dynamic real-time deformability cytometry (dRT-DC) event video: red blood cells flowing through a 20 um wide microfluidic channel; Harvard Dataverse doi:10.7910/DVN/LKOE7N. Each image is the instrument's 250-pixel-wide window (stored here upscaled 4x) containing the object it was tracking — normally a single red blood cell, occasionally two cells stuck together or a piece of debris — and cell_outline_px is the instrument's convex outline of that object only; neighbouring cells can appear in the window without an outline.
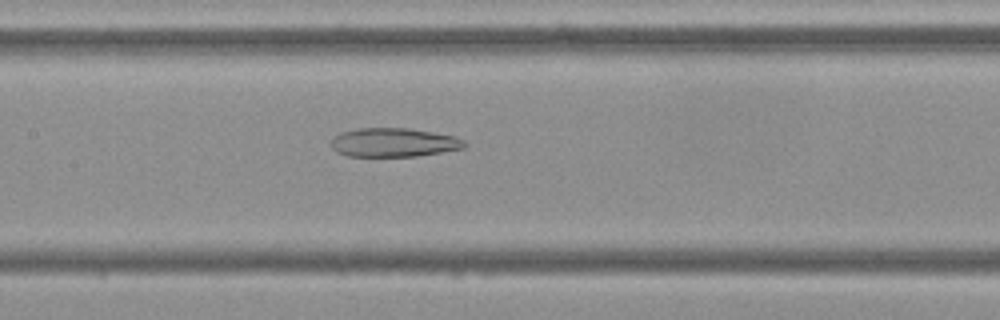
{"species": "Egyptian fruit bat (a non-hibernating species)", "species_latin": "Rousettus aegyptiacus", "temperature_condition": "cold", "stored_images_in_passage": 34, "camera_frame_rate_fps": 3000, "um_per_image_px": 0.085, "frame": {"image": 1, "passage_image": 15, "time_ms": 4.667, "image_size_px": [1000, 320], "cell_outline_px": [[468, 144], [464, 148], [416, 156], [348, 156], [336, 152], [328, 144], [340, 132], [356, 128], [408, 128], [456, 136], [464, 140]], "centroid_in_image_um": [33.45, 12.1], "position_along_channel_um": 174.0, "area_um2": 22.54}}
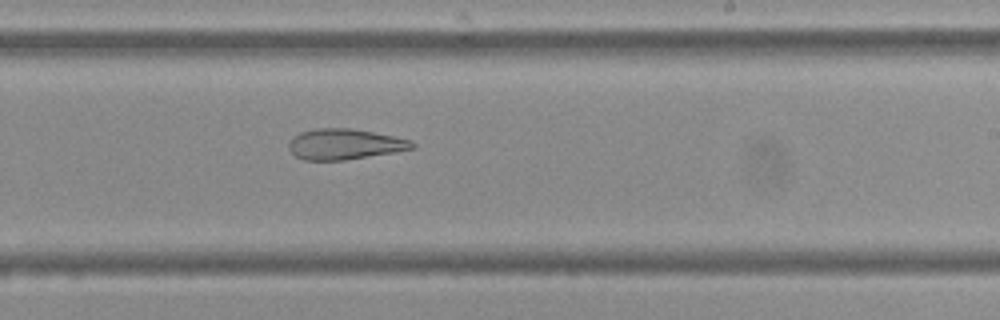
{"frame": {"image": 2, "passage_image": 22, "time_ms": 7.0, "image_size_px": [1000, 320], "cell_outline_px": [[416, 148], [396, 152], [344, 160], [304, 160], [296, 156], [288, 148], [288, 144], [292, 136], [300, 132], [316, 128], [348, 128], [372, 132], [412, 140], [416, 144]], "centroid_in_image_um": [29.29, 12.26], "position_along_channel_um": 259.7, "area_um2": 22.08}}
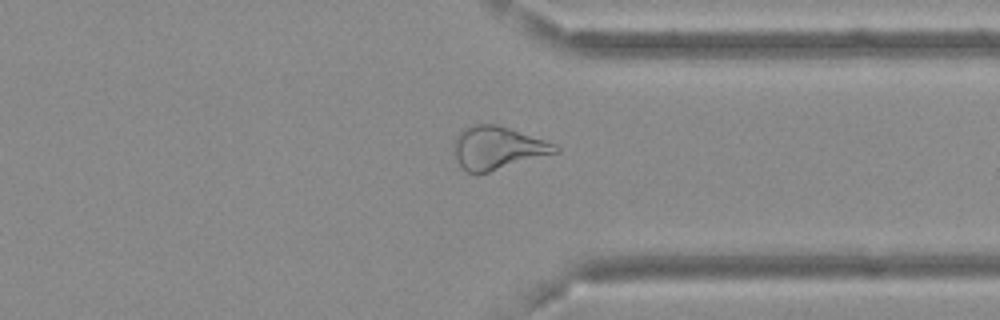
{"frame": {"image": 3, "passage_image": 31, "time_ms": 10.0, "image_size_px": [1000, 320], "cell_outline_px": [[560, 152], [488, 172], [468, 172], [460, 168], [452, 144], [456, 136], [464, 128], [476, 124], [496, 124], [556, 144], [560, 148]], "centroid_in_image_um": [42.28, 12.57], "position_along_channel_um": 369.1, "area_um2": 25.14}}